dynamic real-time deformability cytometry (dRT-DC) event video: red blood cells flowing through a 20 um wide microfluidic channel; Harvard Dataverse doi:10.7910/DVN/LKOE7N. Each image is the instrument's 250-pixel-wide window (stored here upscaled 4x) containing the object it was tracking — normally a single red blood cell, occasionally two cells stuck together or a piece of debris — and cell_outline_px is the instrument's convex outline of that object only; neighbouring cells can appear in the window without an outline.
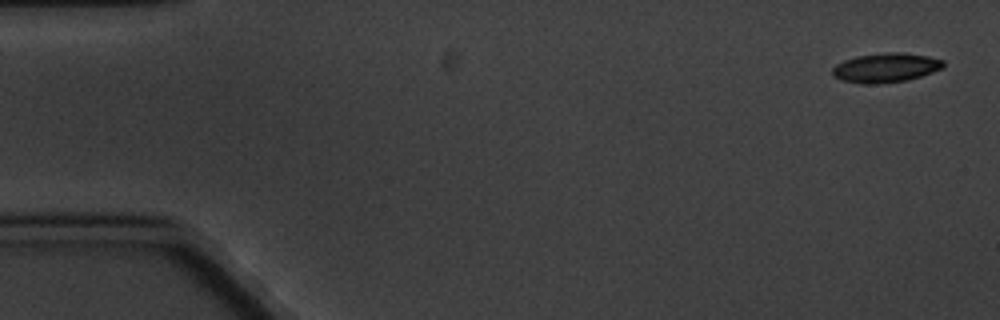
{"species": "common noctule bat (a hibernating species)", "species_latin": "Nyctalus noctula", "temperature_condition": "cold", "stored_images_in_passage": 5, "camera_frame_rate_fps": 3000, "um_per_image_px": 0.085, "animal": {"sex": "male", "body_mass_g": 20.1, "forearm_length_mm": 53.5}, "frame": {"image": 1, "passage_image": 1, "time_ms": 0.0, "image_size_px": [1000, 320], "cell_outline_px": [[944, 68], [908, 80], [872, 84], [864, 84], [840, 80], [832, 76], [832, 68], [836, 64], [844, 60], [856, 56], [884, 52], [904, 52], [928, 56], [944, 60]], "centroid_in_image_um": [75.27, 5.75], "position_along_channel_um": 9.7, "area_um2": 19.13}}